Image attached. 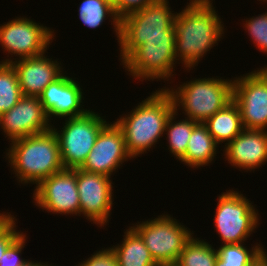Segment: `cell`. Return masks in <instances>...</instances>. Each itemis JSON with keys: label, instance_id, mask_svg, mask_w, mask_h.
<instances>
[{"label": "cell", "instance_id": "cell-10", "mask_svg": "<svg viewBox=\"0 0 267 266\" xmlns=\"http://www.w3.org/2000/svg\"><path fill=\"white\" fill-rule=\"evenodd\" d=\"M54 31L52 28L37 23L26 16H18L3 23V25L1 24L0 45L8 57L0 63H11L18 59L44 54L56 38Z\"/></svg>", "mask_w": 267, "mask_h": 266}, {"label": "cell", "instance_id": "cell-23", "mask_svg": "<svg viewBox=\"0 0 267 266\" xmlns=\"http://www.w3.org/2000/svg\"><path fill=\"white\" fill-rule=\"evenodd\" d=\"M261 242L247 247L244 243L222 244L217 248L215 266H251L267 250Z\"/></svg>", "mask_w": 267, "mask_h": 266}, {"label": "cell", "instance_id": "cell-8", "mask_svg": "<svg viewBox=\"0 0 267 266\" xmlns=\"http://www.w3.org/2000/svg\"><path fill=\"white\" fill-rule=\"evenodd\" d=\"M233 189L222 192L216 201L214 229L221 245L245 243L260 225L261 216L253 202Z\"/></svg>", "mask_w": 267, "mask_h": 266}, {"label": "cell", "instance_id": "cell-2", "mask_svg": "<svg viewBox=\"0 0 267 266\" xmlns=\"http://www.w3.org/2000/svg\"><path fill=\"white\" fill-rule=\"evenodd\" d=\"M173 111L171 95L164 88H158L115 120L123 132L126 151L132 160L155 148L165 134L167 120Z\"/></svg>", "mask_w": 267, "mask_h": 266}, {"label": "cell", "instance_id": "cell-7", "mask_svg": "<svg viewBox=\"0 0 267 266\" xmlns=\"http://www.w3.org/2000/svg\"><path fill=\"white\" fill-rule=\"evenodd\" d=\"M130 225L143 239L159 266H174L186 243L194 235L190 228L167 213Z\"/></svg>", "mask_w": 267, "mask_h": 266}, {"label": "cell", "instance_id": "cell-30", "mask_svg": "<svg viewBox=\"0 0 267 266\" xmlns=\"http://www.w3.org/2000/svg\"><path fill=\"white\" fill-rule=\"evenodd\" d=\"M75 266H119L117 257L110 247H104Z\"/></svg>", "mask_w": 267, "mask_h": 266}, {"label": "cell", "instance_id": "cell-9", "mask_svg": "<svg viewBox=\"0 0 267 266\" xmlns=\"http://www.w3.org/2000/svg\"><path fill=\"white\" fill-rule=\"evenodd\" d=\"M105 118L92 109L85 115L65 118L61 128L52 124L51 129L57 136L61 162L65 169H77L83 165L98 134L108 123Z\"/></svg>", "mask_w": 267, "mask_h": 266}, {"label": "cell", "instance_id": "cell-17", "mask_svg": "<svg viewBox=\"0 0 267 266\" xmlns=\"http://www.w3.org/2000/svg\"><path fill=\"white\" fill-rule=\"evenodd\" d=\"M222 146L224 161L239 171L254 173V169L262 168L267 162L266 130L243 129L231 142Z\"/></svg>", "mask_w": 267, "mask_h": 266}, {"label": "cell", "instance_id": "cell-24", "mask_svg": "<svg viewBox=\"0 0 267 266\" xmlns=\"http://www.w3.org/2000/svg\"><path fill=\"white\" fill-rule=\"evenodd\" d=\"M178 114L174 110L168 118L165 126V135H167L165 139L168 142L166 146H168L171 155L173 154L172 156L180 161L185 156L189 138L193 128L198 123L186 117L176 121Z\"/></svg>", "mask_w": 267, "mask_h": 266}, {"label": "cell", "instance_id": "cell-33", "mask_svg": "<svg viewBox=\"0 0 267 266\" xmlns=\"http://www.w3.org/2000/svg\"><path fill=\"white\" fill-rule=\"evenodd\" d=\"M22 266H54V265H52V264H48V262H46V263H41V261L40 262H38V261H32V260H29V261H27L24 265H22ZM56 266V265H55Z\"/></svg>", "mask_w": 267, "mask_h": 266}, {"label": "cell", "instance_id": "cell-18", "mask_svg": "<svg viewBox=\"0 0 267 266\" xmlns=\"http://www.w3.org/2000/svg\"><path fill=\"white\" fill-rule=\"evenodd\" d=\"M46 53L48 52L11 62L18 76L22 95L39 97L50 83L66 72L59 59L48 58Z\"/></svg>", "mask_w": 267, "mask_h": 266}, {"label": "cell", "instance_id": "cell-25", "mask_svg": "<svg viewBox=\"0 0 267 266\" xmlns=\"http://www.w3.org/2000/svg\"><path fill=\"white\" fill-rule=\"evenodd\" d=\"M216 259L217 248L206 242V239L193 235L174 266H215Z\"/></svg>", "mask_w": 267, "mask_h": 266}, {"label": "cell", "instance_id": "cell-4", "mask_svg": "<svg viewBox=\"0 0 267 266\" xmlns=\"http://www.w3.org/2000/svg\"><path fill=\"white\" fill-rule=\"evenodd\" d=\"M233 82V76L231 79L208 76L162 88L171 95L176 112L182 109L186 118L204 123L233 100Z\"/></svg>", "mask_w": 267, "mask_h": 266}, {"label": "cell", "instance_id": "cell-11", "mask_svg": "<svg viewBox=\"0 0 267 266\" xmlns=\"http://www.w3.org/2000/svg\"><path fill=\"white\" fill-rule=\"evenodd\" d=\"M256 69L234 77L233 101L244 129L267 131V65Z\"/></svg>", "mask_w": 267, "mask_h": 266}, {"label": "cell", "instance_id": "cell-34", "mask_svg": "<svg viewBox=\"0 0 267 266\" xmlns=\"http://www.w3.org/2000/svg\"><path fill=\"white\" fill-rule=\"evenodd\" d=\"M12 212H0V227L12 216Z\"/></svg>", "mask_w": 267, "mask_h": 266}, {"label": "cell", "instance_id": "cell-35", "mask_svg": "<svg viewBox=\"0 0 267 266\" xmlns=\"http://www.w3.org/2000/svg\"><path fill=\"white\" fill-rule=\"evenodd\" d=\"M257 1H261L260 3L262 4V2H264V4H265V2L267 3V0H257Z\"/></svg>", "mask_w": 267, "mask_h": 266}, {"label": "cell", "instance_id": "cell-12", "mask_svg": "<svg viewBox=\"0 0 267 266\" xmlns=\"http://www.w3.org/2000/svg\"><path fill=\"white\" fill-rule=\"evenodd\" d=\"M32 203L44 212L80 216L76 169H63L34 187Z\"/></svg>", "mask_w": 267, "mask_h": 266}, {"label": "cell", "instance_id": "cell-16", "mask_svg": "<svg viewBox=\"0 0 267 266\" xmlns=\"http://www.w3.org/2000/svg\"><path fill=\"white\" fill-rule=\"evenodd\" d=\"M69 75L66 71L60 78L50 83L39 96L50 122L56 118L61 120L79 117L91 110L84 108L85 93L82 86L75 77Z\"/></svg>", "mask_w": 267, "mask_h": 266}, {"label": "cell", "instance_id": "cell-1", "mask_svg": "<svg viewBox=\"0 0 267 266\" xmlns=\"http://www.w3.org/2000/svg\"><path fill=\"white\" fill-rule=\"evenodd\" d=\"M186 4L175 16L174 29L178 64L188 73L218 45L226 31L213 0H189Z\"/></svg>", "mask_w": 267, "mask_h": 266}, {"label": "cell", "instance_id": "cell-21", "mask_svg": "<svg viewBox=\"0 0 267 266\" xmlns=\"http://www.w3.org/2000/svg\"><path fill=\"white\" fill-rule=\"evenodd\" d=\"M127 228L121 244L117 243L111 247L119 266H159L140 235L131 226Z\"/></svg>", "mask_w": 267, "mask_h": 266}, {"label": "cell", "instance_id": "cell-29", "mask_svg": "<svg viewBox=\"0 0 267 266\" xmlns=\"http://www.w3.org/2000/svg\"><path fill=\"white\" fill-rule=\"evenodd\" d=\"M14 214L0 227V259L8 247L23 233L17 230Z\"/></svg>", "mask_w": 267, "mask_h": 266}, {"label": "cell", "instance_id": "cell-15", "mask_svg": "<svg viewBox=\"0 0 267 266\" xmlns=\"http://www.w3.org/2000/svg\"><path fill=\"white\" fill-rule=\"evenodd\" d=\"M52 123L39 97L22 96L9 111L0 115V129L9 143L13 140L48 132Z\"/></svg>", "mask_w": 267, "mask_h": 266}, {"label": "cell", "instance_id": "cell-26", "mask_svg": "<svg viewBox=\"0 0 267 266\" xmlns=\"http://www.w3.org/2000/svg\"><path fill=\"white\" fill-rule=\"evenodd\" d=\"M17 73L11 63H0V115L22 97Z\"/></svg>", "mask_w": 267, "mask_h": 266}, {"label": "cell", "instance_id": "cell-32", "mask_svg": "<svg viewBox=\"0 0 267 266\" xmlns=\"http://www.w3.org/2000/svg\"><path fill=\"white\" fill-rule=\"evenodd\" d=\"M251 266H267V251Z\"/></svg>", "mask_w": 267, "mask_h": 266}, {"label": "cell", "instance_id": "cell-13", "mask_svg": "<svg viewBox=\"0 0 267 266\" xmlns=\"http://www.w3.org/2000/svg\"><path fill=\"white\" fill-rule=\"evenodd\" d=\"M80 216L98 227H106L112 214L114 183L112 177L76 169Z\"/></svg>", "mask_w": 267, "mask_h": 266}, {"label": "cell", "instance_id": "cell-31", "mask_svg": "<svg viewBox=\"0 0 267 266\" xmlns=\"http://www.w3.org/2000/svg\"><path fill=\"white\" fill-rule=\"evenodd\" d=\"M158 0H114L115 12L120 19L133 12L143 9L146 5Z\"/></svg>", "mask_w": 267, "mask_h": 266}, {"label": "cell", "instance_id": "cell-20", "mask_svg": "<svg viewBox=\"0 0 267 266\" xmlns=\"http://www.w3.org/2000/svg\"><path fill=\"white\" fill-rule=\"evenodd\" d=\"M204 124L218 145H227L244 129L239 107L233 100Z\"/></svg>", "mask_w": 267, "mask_h": 266}, {"label": "cell", "instance_id": "cell-27", "mask_svg": "<svg viewBox=\"0 0 267 266\" xmlns=\"http://www.w3.org/2000/svg\"><path fill=\"white\" fill-rule=\"evenodd\" d=\"M242 20L243 29L248 32L256 49L267 55V11Z\"/></svg>", "mask_w": 267, "mask_h": 266}, {"label": "cell", "instance_id": "cell-28", "mask_svg": "<svg viewBox=\"0 0 267 266\" xmlns=\"http://www.w3.org/2000/svg\"><path fill=\"white\" fill-rule=\"evenodd\" d=\"M27 239L26 232H23L2 255L0 266H22L29 261V259H22V252L26 246Z\"/></svg>", "mask_w": 267, "mask_h": 266}, {"label": "cell", "instance_id": "cell-5", "mask_svg": "<svg viewBox=\"0 0 267 266\" xmlns=\"http://www.w3.org/2000/svg\"><path fill=\"white\" fill-rule=\"evenodd\" d=\"M169 0H158L143 9L124 16L120 21L119 51L122 62L146 37L175 36L174 21Z\"/></svg>", "mask_w": 267, "mask_h": 266}, {"label": "cell", "instance_id": "cell-14", "mask_svg": "<svg viewBox=\"0 0 267 266\" xmlns=\"http://www.w3.org/2000/svg\"><path fill=\"white\" fill-rule=\"evenodd\" d=\"M125 147L124 135L115 121L101 129L92 150L80 169L111 177L124 162L131 160Z\"/></svg>", "mask_w": 267, "mask_h": 266}, {"label": "cell", "instance_id": "cell-19", "mask_svg": "<svg viewBox=\"0 0 267 266\" xmlns=\"http://www.w3.org/2000/svg\"><path fill=\"white\" fill-rule=\"evenodd\" d=\"M220 147L209 133L204 123H198L191 133L187 144L185 156L179 161L195 170L200 167L210 166L216 160V154Z\"/></svg>", "mask_w": 267, "mask_h": 266}, {"label": "cell", "instance_id": "cell-22", "mask_svg": "<svg viewBox=\"0 0 267 266\" xmlns=\"http://www.w3.org/2000/svg\"><path fill=\"white\" fill-rule=\"evenodd\" d=\"M78 16L83 25L89 29H96L109 19L119 42L121 19L116 14L111 0H83L79 4Z\"/></svg>", "mask_w": 267, "mask_h": 266}, {"label": "cell", "instance_id": "cell-6", "mask_svg": "<svg viewBox=\"0 0 267 266\" xmlns=\"http://www.w3.org/2000/svg\"><path fill=\"white\" fill-rule=\"evenodd\" d=\"M178 63L175 36L146 37L121 63L132 79L139 81H169L176 74Z\"/></svg>", "mask_w": 267, "mask_h": 266}, {"label": "cell", "instance_id": "cell-3", "mask_svg": "<svg viewBox=\"0 0 267 266\" xmlns=\"http://www.w3.org/2000/svg\"><path fill=\"white\" fill-rule=\"evenodd\" d=\"M5 152L19 185L36 187L43 179L64 169L59 142L52 129L13 140Z\"/></svg>", "mask_w": 267, "mask_h": 266}]
</instances>
